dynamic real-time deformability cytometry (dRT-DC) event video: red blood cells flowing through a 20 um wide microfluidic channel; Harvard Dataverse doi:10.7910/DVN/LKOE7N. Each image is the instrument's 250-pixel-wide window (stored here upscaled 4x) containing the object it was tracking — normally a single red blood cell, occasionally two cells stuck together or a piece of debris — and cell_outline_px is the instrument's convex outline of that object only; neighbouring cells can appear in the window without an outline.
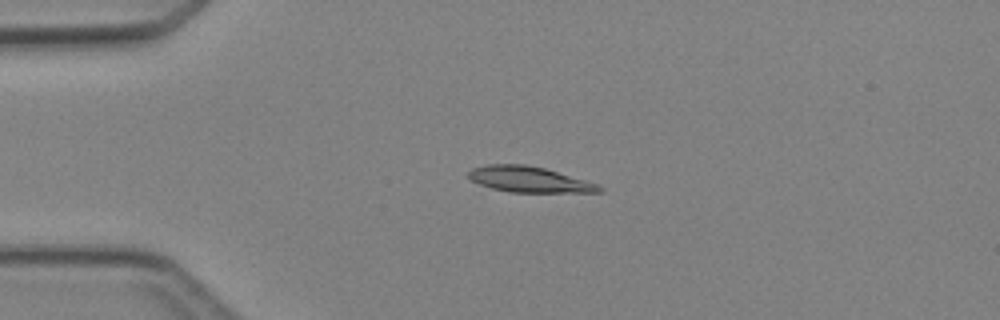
{"species": "Egyptian fruit bat (a non-hibernating species)", "species_latin": "Rousettus aegyptiacus", "temperature_condition": "cold", "stored_images_in_passage": 3, "camera_frame_rate_fps": 3000, "um_per_image_px": 0.085, "animal": {"sex": "female"}, "frame": {"image": 1, "passage_image": 2, "time_ms": 1.333, "image_size_px": [1000, 320], "cell_outline_px": [[604, 192], [508, 192], [492, 188], [480, 184], [472, 180], [468, 176], [468, 172], [472, 168], [488, 164], [524, 164], [544, 168], [600, 184], [604, 188]], "centroid_in_image_um": [45.02, 15.25], "position_along_channel_um": 40.0, "area_um2": 19.59}}